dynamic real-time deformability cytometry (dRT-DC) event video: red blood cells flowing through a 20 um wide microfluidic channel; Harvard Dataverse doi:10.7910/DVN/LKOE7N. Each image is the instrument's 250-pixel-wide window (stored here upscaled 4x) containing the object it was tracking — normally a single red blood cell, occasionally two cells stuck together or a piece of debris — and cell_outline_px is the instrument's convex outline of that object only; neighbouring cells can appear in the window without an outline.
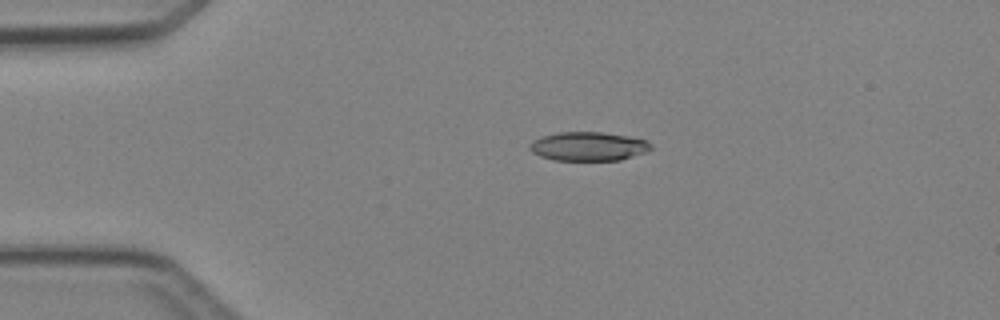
{"species": "Egyptian fruit bat (a non-hibernating species)", "species_latin": "Rousettus aegyptiacus", "temperature_condition": "cold", "stored_images_in_passage": 4, "camera_frame_rate_fps": 3000, "um_per_image_px": 0.085, "animal": {"sex": "female"}, "frame": {"image": 1, "passage_image": 3, "time_ms": 2.333, "image_size_px": [1000, 320], "cell_outline_px": [[652, 148], [644, 152], [620, 160], [556, 160], [540, 156], [532, 152], [528, 148], [528, 144], [532, 140], [544, 136], [560, 132], [600, 132], [648, 140], [652, 144]], "centroid_in_image_um": [49.98, 12.44], "position_along_channel_um": 35.0, "area_um2": 20.23}}